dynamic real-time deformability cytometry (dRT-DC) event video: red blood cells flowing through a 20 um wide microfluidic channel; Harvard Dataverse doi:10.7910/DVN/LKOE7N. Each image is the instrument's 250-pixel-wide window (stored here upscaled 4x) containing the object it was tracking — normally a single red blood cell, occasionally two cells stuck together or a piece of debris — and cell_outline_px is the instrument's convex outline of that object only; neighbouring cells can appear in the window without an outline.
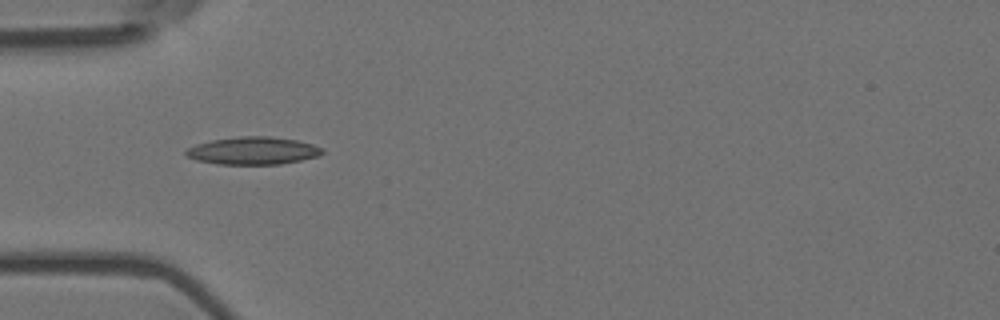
{"species": "Egyptian fruit bat (a non-hibernating species)", "species_latin": "Rousettus aegyptiacus", "temperature_condition": "room temperature", "stored_images_in_passage": 5, "camera_frame_rate_fps": 3000, "um_per_image_px": 0.085, "animal": {"sex": "female"}, "frame": {"image": 1, "passage_image": 4, "time_ms": 1.0, "image_size_px": [1000, 320], "cell_outline_px": [[324, 152], [320, 156], [280, 164], [216, 164], [196, 160], [188, 156], [184, 152], [188, 148], [196, 144], [212, 140], [240, 136], [268, 136], [296, 140], [312, 144], [324, 148]], "centroid_in_image_um": [21.53, 12.81], "position_along_channel_um": 63.5, "area_um2": 21.91}}
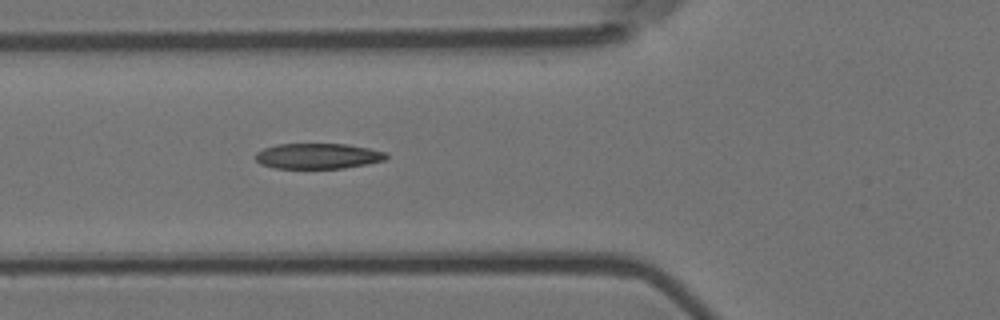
{"frame": {"image": 2, "passage_image": 5, "time_ms": 1.333, "image_size_px": [1000, 320], "cell_outline_px": [[388, 156], [384, 160], [368, 164], [344, 168], [276, 168], [260, 164], [256, 160], [256, 152], [264, 148], [276, 144], [348, 144], [388, 152]], "centroid_in_image_um": [27.04, 13.26], "position_along_channel_um": 98.8, "area_um2": 19.48}}